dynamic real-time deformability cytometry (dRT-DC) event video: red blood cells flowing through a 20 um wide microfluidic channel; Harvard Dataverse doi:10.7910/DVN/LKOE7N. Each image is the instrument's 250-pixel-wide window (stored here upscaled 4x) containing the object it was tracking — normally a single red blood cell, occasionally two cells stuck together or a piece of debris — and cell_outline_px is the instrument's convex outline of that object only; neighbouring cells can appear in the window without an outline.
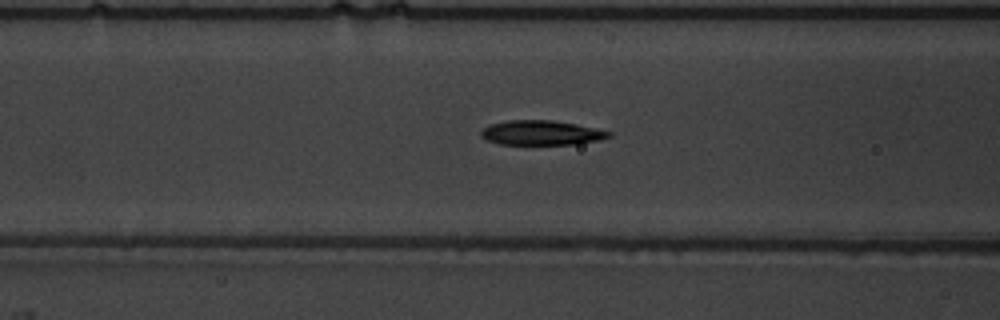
{"species": "common noctule bat (a hibernating species)", "species_latin": "Nyctalus noctula", "temperature_condition": "warm", "stored_images_in_passage": 55, "camera_frame_rate_fps": 3000, "um_per_image_px": 0.085, "animal": {"sex": "male", "body_mass_g": 19.5, "forearm_length_mm": 54.6}, "frame": {"image": 1, "passage_image": 23, "time_ms": 7.333, "image_size_px": [1000, 320], "cell_outline_px": [[612, 136], [600, 140], [572, 144], [500, 144], [488, 140], [480, 136], [480, 132], [484, 128], [492, 124], [508, 120], [552, 120], [576, 124], [612, 132]], "centroid_in_image_um": [46.02, 11.28], "position_along_channel_um": 120.6, "area_um2": 18.15}}
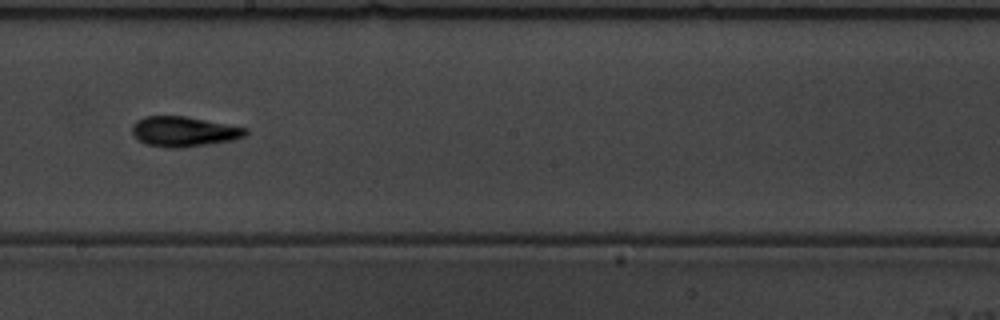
{"frame": {"image": 2, "passage_image": 32, "time_ms": 10.333, "image_size_px": [1000, 320], "cell_outline_px": [[248, 132], [244, 136], [232, 140], [184, 148], [172, 148], [144, 144], [136, 140], [132, 136], [132, 124], [136, 120], [144, 116], [184, 116], [248, 128]], "centroid_in_image_um": [15.56, 11.19], "position_along_channel_um": 232.6, "area_um2": 20.06}}
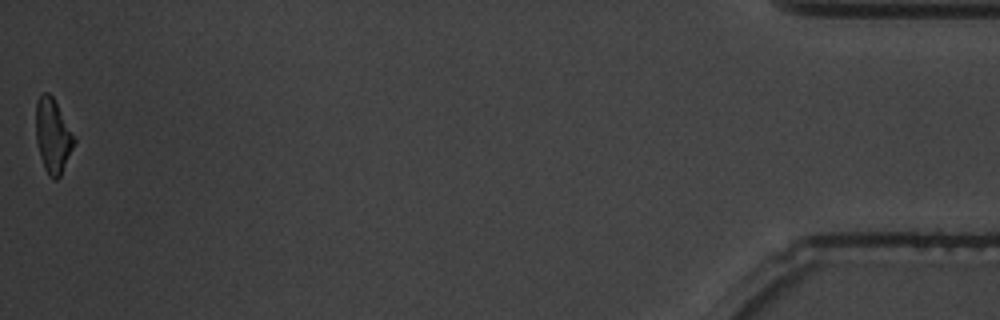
{"frame": {"image": 3, "passage_image": 55, "time_ms": 18.0, "image_size_px": [1000, 320], "cell_outline_px": [[76, 140], [60, 176], [56, 180], [52, 180], [44, 168], [40, 156], [36, 140], [36, 100], [44, 92], [48, 92], [52, 96]], "centroid_in_image_um": [4.47, 11.56], "position_along_channel_um": 430.7, "area_um2": 16.24}, "authors_computed_cell_mechanics": {"area_um2": 18.1492, "velocity_mm_per_s": 3.7476, "shape_relaxation_time_tau1_ms": 2.919, "shape_relaxation_time_tau2_ms": 8.2726, "deformation_change_tau1": 0.19, "deformation_change_tau2": 0.2116}}